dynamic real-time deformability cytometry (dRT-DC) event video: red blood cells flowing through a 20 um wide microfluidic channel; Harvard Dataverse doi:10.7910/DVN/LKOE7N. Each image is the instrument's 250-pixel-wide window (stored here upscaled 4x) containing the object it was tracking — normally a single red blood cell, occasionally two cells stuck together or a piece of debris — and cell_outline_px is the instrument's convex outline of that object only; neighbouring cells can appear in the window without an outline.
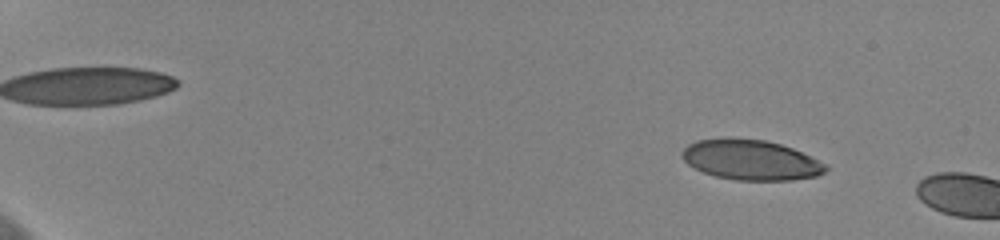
{"species": "human", "species_latin": "Homo sapiens", "temperature_condition": "cold", "stored_images_in_passage": 12, "camera_frame_rate_fps": 3000, "um_per_image_px": 0.085, "donor": {"sex": "female"}, "frame": {"image": 1, "passage_image": 7, "time_ms": 2.0, "image_size_px": [1000, 240], "cell_outline_px": [[828, 168], [824, 172], [816, 176], [792, 180], [736, 180], [716, 176], [704, 172], [688, 164], [680, 156], [680, 152], [688, 144], [696, 140], [764, 140], [780, 144], [792, 148], [828, 164]], "centroid_in_image_um": [63.85, 13.62], "position_along_channel_um": 21.2, "area_um2": 32.95}}